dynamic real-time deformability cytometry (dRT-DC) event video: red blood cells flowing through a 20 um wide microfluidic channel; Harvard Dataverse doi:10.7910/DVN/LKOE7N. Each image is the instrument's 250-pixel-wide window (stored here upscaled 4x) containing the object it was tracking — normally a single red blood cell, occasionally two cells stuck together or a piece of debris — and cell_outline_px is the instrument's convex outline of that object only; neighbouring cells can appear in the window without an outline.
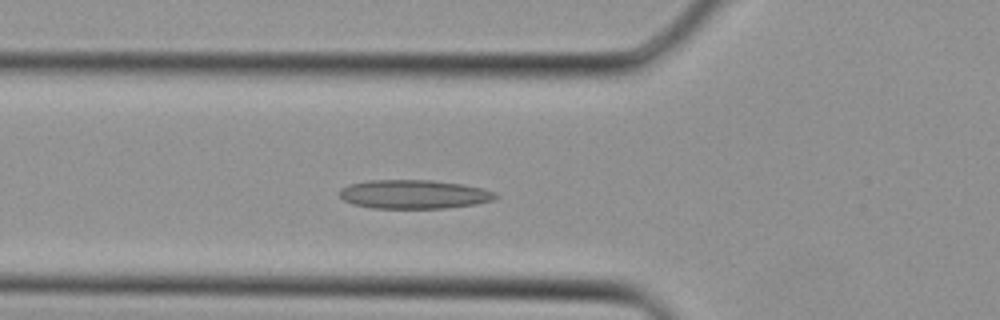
{"species": "Egyptian fruit bat (a non-hibernating species)", "species_latin": "Rousettus aegyptiacus", "temperature_condition": "cold", "stored_images_in_passage": 31, "camera_frame_rate_fps": 3000, "um_per_image_px": 0.085, "animal": {"sex": "female"}, "frame": {"image": 1, "passage_image": 11, "time_ms": 3.333, "image_size_px": [1000, 320], "cell_outline_px": [[500, 196], [496, 200], [476, 204], [448, 208], [372, 208], [352, 204], [344, 200], [340, 196], [340, 188], [348, 184], [368, 180], [432, 180], [460, 184], [480, 188], [496, 192]], "centroid_in_image_um": [35.2, 16.52], "position_along_channel_um": 90.6, "area_um2": 26.41}}
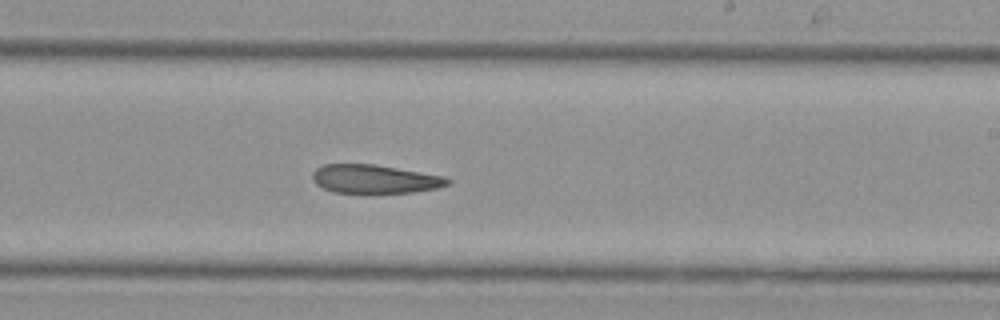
{"frame": {"image": 2, "passage_image": 20, "time_ms": 6.333, "image_size_px": [1000, 320], "cell_outline_px": [[452, 180], [448, 184], [436, 188], [416, 192], [332, 192], [316, 184], [312, 180], [312, 172], [316, 168], [324, 164], [376, 164], [444, 176]], "centroid_in_image_um": [31.83, 15.2], "position_along_channel_um": 257.2, "area_um2": 22.43}}
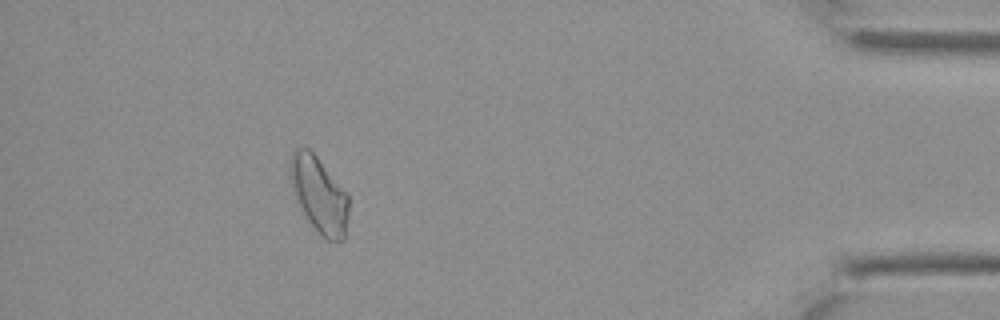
{"frame": {"image": 3, "passage_image": 31, "time_ms": 10.0, "image_size_px": [1000, 320], "cell_outline_px": [[348, 216], [344, 240], [328, 240], [308, 220], [296, 200], [292, 192], [288, 176], [288, 160], [292, 152], [296, 148], [308, 148], [316, 156], [348, 196]], "centroid_in_image_um": [27.06, 16.51], "position_along_channel_um": 408.1, "area_um2": 25.61}}